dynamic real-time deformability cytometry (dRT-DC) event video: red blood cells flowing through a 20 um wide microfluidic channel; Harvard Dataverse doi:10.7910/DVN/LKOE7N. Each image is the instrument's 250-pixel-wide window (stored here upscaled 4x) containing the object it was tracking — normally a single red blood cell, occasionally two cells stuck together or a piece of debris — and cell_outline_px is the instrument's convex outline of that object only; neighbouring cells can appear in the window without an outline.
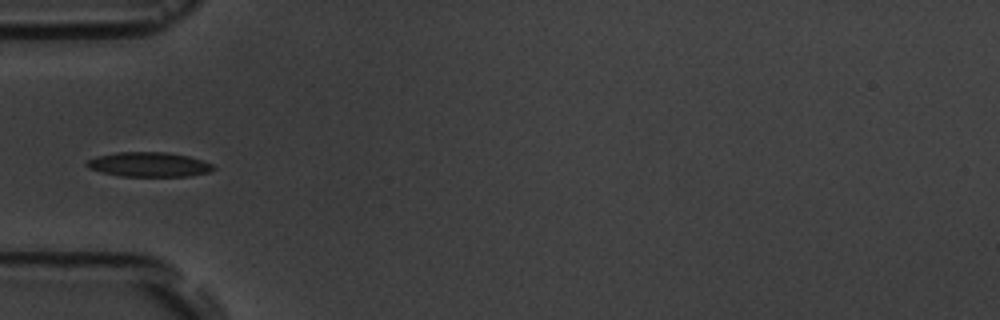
{"species": "common noctule bat (a hibernating species)", "species_latin": "Nyctalus noctula", "temperature_condition": "room temperature", "stored_images_in_passage": 9, "camera_frame_rate_fps": 3000, "um_per_image_px": 0.085, "animal": {"sex": "male", "body_mass_g": 19.5, "forearm_length_mm": 54.6}, "frame": {"image": 1, "passage_image": 6, "time_ms": 5.667, "image_size_px": [1000, 320], "cell_outline_px": [[216, 168], [208, 172], [188, 176], [120, 176], [100, 172], [88, 168], [84, 164], [88, 160], [96, 156], [116, 152], [168, 152], [188, 156], [212, 164]], "centroid_in_image_um": [12.61, 13.98], "position_along_channel_um": 72.4, "area_um2": 18.15}}
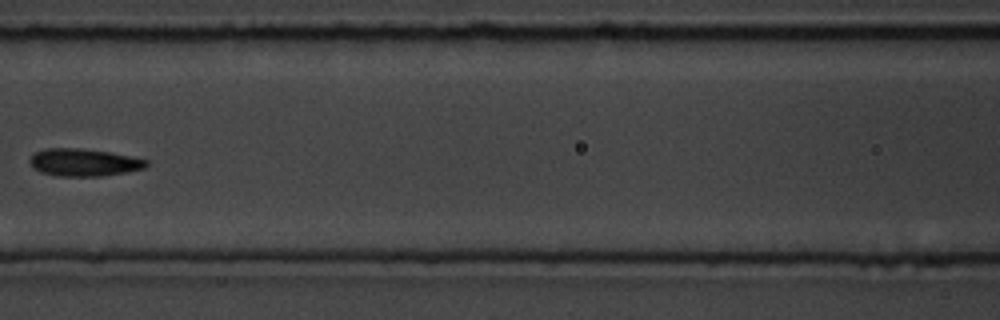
{"frame": {"image": 2, "passage_image": 8, "time_ms": 8.0, "image_size_px": [1000, 320], "cell_outline_px": [[148, 164], [144, 168], [124, 172], [100, 176], [56, 176], [40, 172], [32, 168], [28, 160], [36, 152], [44, 148], [80, 148], [108, 152], [132, 156], [148, 160]], "centroid_in_image_um": [7.08, 13.8], "position_along_channel_um": 159.5, "area_um2": 18.67}}
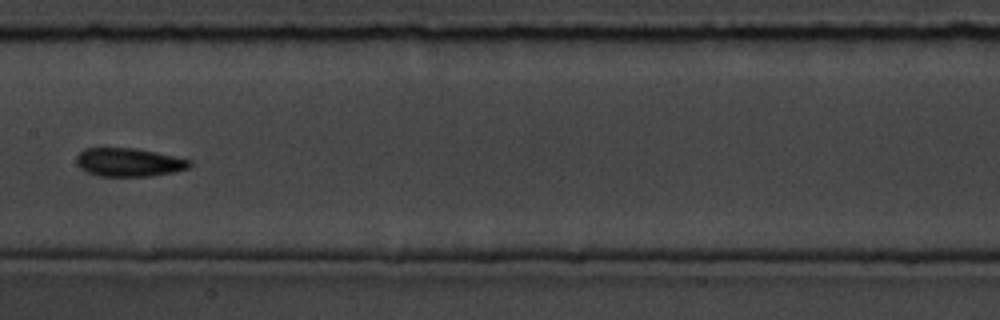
{"frame": {"image": 3, "passage_image": 9, "time_ms": 9.0, "image_size_px": [1000, 320], "cell_outline_px": [[192, 164], [188, 168], [172, 172], [152, 176], [100, 176], [88, 172], [80, 168], [76, 164], [76, 156], [84, 148], [136, 148], [192, 160]], "centroid_in_image_um": [10.94, 13.79], "position_along_channel_um": 196.5, "area_um2": 18.73}}